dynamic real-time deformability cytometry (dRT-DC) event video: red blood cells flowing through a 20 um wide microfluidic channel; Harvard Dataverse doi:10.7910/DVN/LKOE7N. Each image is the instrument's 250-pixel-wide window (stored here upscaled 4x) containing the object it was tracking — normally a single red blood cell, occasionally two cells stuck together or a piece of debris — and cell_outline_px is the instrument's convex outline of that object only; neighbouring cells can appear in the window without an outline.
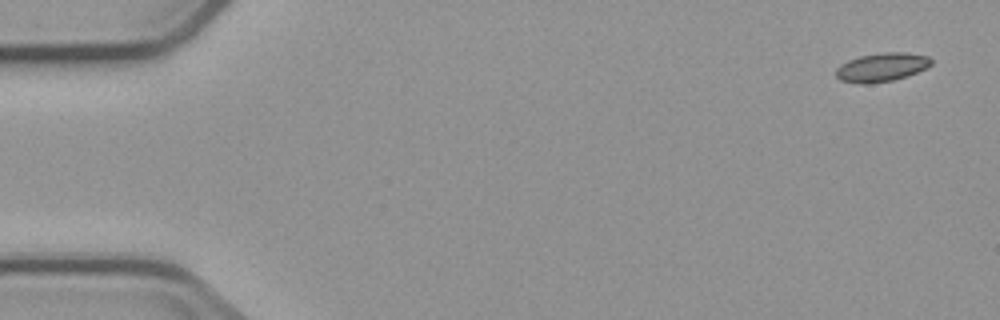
{"species": "common noctule bat (a hibernating species)", "species_latin": "Nyctalus noctula", "temperature_condition": "cold", "stored_images_in_passage": 5, "camera_frame_rate_fps": 3000, "um_per_image_px": 0.085, "animal": {"sex": "male", "body_mass_g": 23.1, "forearm_length_mm": 52.7}, "frame": {"image": 1, "passage_image": 1, "time_ms": 0.0, "image_size_px": [1000, 320], "cell_outline_px": [[932, 64], [928, 68], [908, 76], [892, 80], [864, 84], [860, 84], [840, 80], [836, 76], [836, 68], [840, 64], [848, 60], [860, 56], [884, 52], [904, 52], [928, 56], [932, 60]], "centroid_in_image_um": [74.96, 5.71], "position_along_channel_um": 10.0, "area_um2": 16.01}}
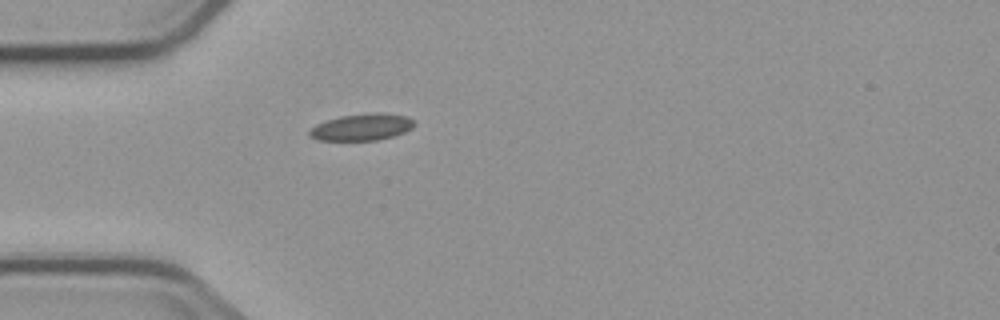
{"frame": {"image": 2, "passage_image": 5, "time_ms": 4.667, "image_size_px": [1000, 320], "cell_outline_px": [[416, 124], [412, 128], [404, 132], [392, 136], [376, 140], [316, 140], [308, 136], [308, 132], [316, 124], [340, 116], [368, 112], [384, 112], [408, 116]], "centroid_in_image_um": [30.76, 10.79], "position_along_channel_um": 54.2, "area_um2": 16.47}}